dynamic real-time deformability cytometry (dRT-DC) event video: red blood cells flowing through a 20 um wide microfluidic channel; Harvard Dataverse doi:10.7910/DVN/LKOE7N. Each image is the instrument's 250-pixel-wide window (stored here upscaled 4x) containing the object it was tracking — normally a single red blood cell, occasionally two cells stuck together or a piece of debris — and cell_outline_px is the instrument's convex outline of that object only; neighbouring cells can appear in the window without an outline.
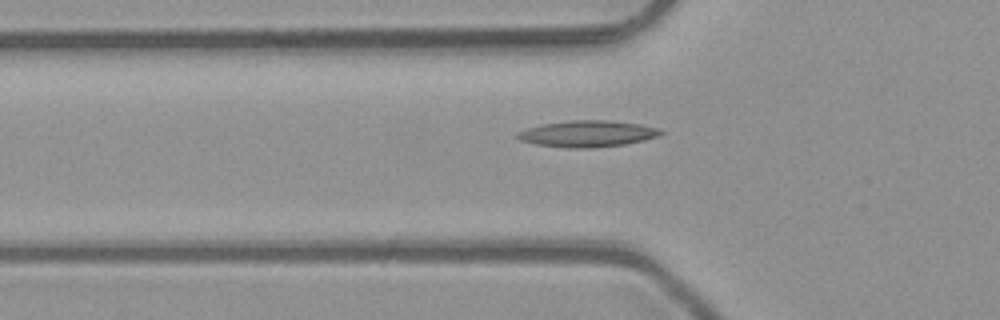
{"species": "common noctule bat (a hibernating species)", "species_latin": "Nyctalus noctula", "temperature_condition": "room temperature", "stored_images_in_passage": 42, "camera_frame_rate_fps": 3000, "um_per_image_px": 0.085, "animal": {"sex": "male", "body_mass_g": 23.1, "forearm_length_mm": 52.7}, "frame": {"image": 1, "passage_image": 15, "time_ms": 4.667, "image_size_px": [1000, 320], "cell_outline_px": [[664, 132], [656, 136], [644, 140], [624, 144], [592, 148], [568, 148], [536, 144], [520, 140], [516, 136], [516, 132], [540, 124], [572, 120], [612, 120], [640, 124], [660, 128]], "centroid_in_image_um": [49.93, 11.36], "position_along_channel_um": 75.9, "area_um2": 22.08}}
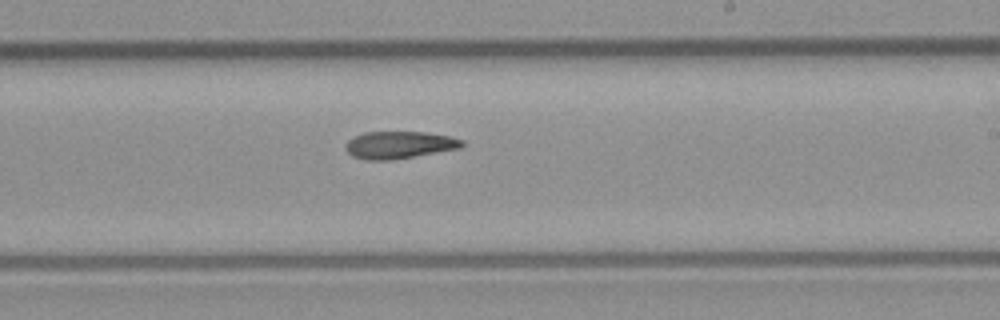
{"frame": {"image": 2, "passage_image": 28, "time_ms": 9.0, "image_size_px": [1000, 320], "cell_outline_px": [[464, 144], [460, 148], [392, 160], [364, 160], [352, 156], [344, 148], [344, 144], [348, 140], [364, 132], [424, 132], [448, 136], [464, 140]], "centroid_in_image_um": [33.9, 12.32], "position_along_channel_um": 255.1, "area_um2": 18.5}}
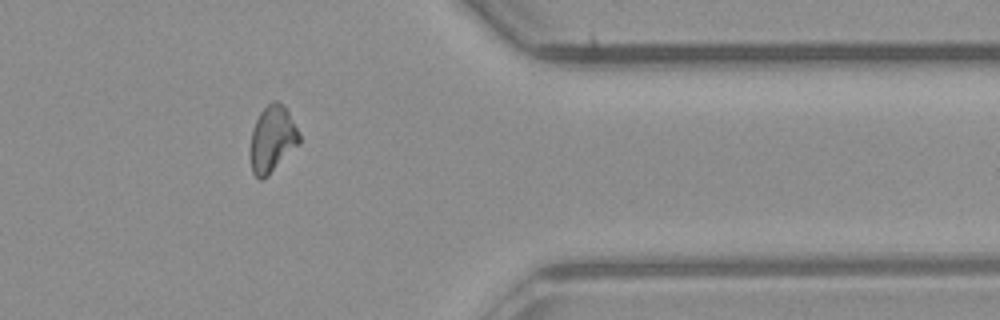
{"frame": {"image": 3, "passage_image": 39, "time_ms": 12.667, "image_size_px": [1000, 320], "cell_outline_px": [[300, 144], [260, 180], [252, 172], [252, 128], [260, 112], [272, 100], [276, 100], [288, 112], [300, 132]], "centroid_in_image_um": [23.18, 11.77], "position_along_channel_um": 388.2, "area_um2": 18.21}}